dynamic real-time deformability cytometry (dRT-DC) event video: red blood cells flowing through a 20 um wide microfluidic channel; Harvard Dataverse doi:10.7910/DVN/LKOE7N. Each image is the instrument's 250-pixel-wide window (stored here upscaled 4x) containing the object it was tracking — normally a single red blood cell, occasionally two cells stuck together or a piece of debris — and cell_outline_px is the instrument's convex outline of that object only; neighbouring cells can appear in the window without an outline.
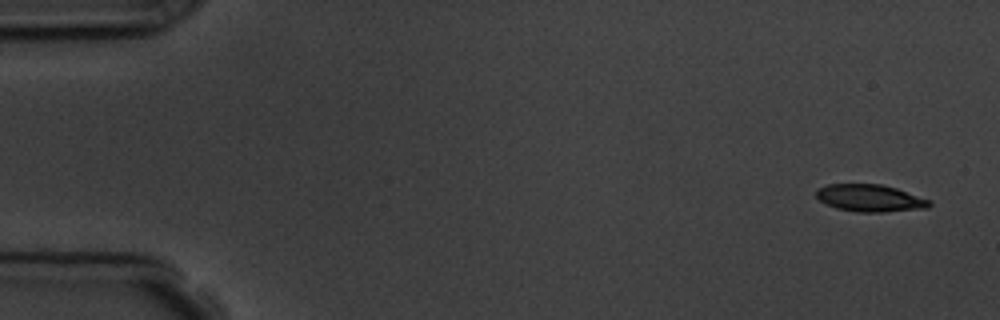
{"species": "common noctule bat (a hibernating species)", "species_latin": "Nyctalus noctula", "temperature_condition": "room temperature", "stored_images_in_passage": 6, "camera_frame_rate_fps": 3000, "um_per_image_px": 0.085, "animal": {"sex": "male", "body_mass_g": 19.5, "forearm_length_mm": 54.6}, "frame": {"image": 1, "passage_image": 1, "time_ms": 0.0, "image_size_px": [1000, 320], "cell_outline_px": [[932, 204], [928, 208], [884, 212], [856, 212], [836, 208], [820, 200], [816, 196], [816, 192], [820, 188], [828, 184], [880, 184], [896, 188], [932, 200]], "centroid_in_image_um": [74.0, 16.84], "position_along_channel_um": 11.0, "area_um2": 17.92}}
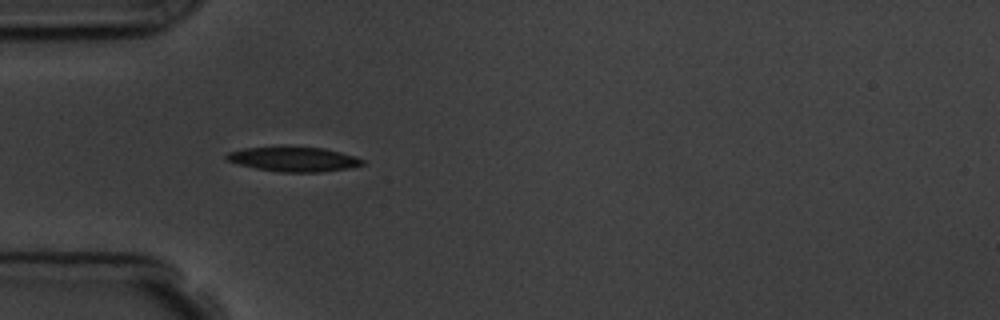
{"frame": {"image": 2, "passage_image": 5, "time_ms": 4.667, "image_size_px": [1000, 320], "cell_outline_px": [[364, 164], [348, 168], [320, 172], [280, 172], [256, 168], [240, 164], [228, 160], [224, 156], [228, 152], [244, 148], [280, 144], [324, 148], [340, 152], [364, 160]], "centroid_in_image_um": [24.91, 13.49], "position_along_channel_um": 60.1, "area_um2": 20.0}}